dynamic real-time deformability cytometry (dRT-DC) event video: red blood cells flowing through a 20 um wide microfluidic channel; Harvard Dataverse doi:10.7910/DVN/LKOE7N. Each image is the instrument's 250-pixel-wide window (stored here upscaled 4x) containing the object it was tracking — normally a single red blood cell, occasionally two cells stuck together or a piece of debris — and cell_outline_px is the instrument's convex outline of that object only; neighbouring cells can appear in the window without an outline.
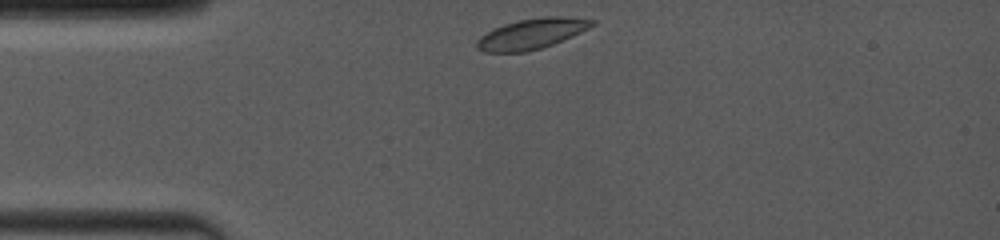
{"species": "common noctule bat (a hibernating species)", "species_latin": "Nyctalus noctula", "temperature_condition": "room temperature", "stored_images_in_passage": 32, "camera_frame_rate_fps": 4000, "um_per_image_px": 0.085, "animal": {"sex": "female", "body_mass_g": 19.0, "forearm_length_mm": 53.3}, "frame": {"image": 1, "passage_image": 1, "time_ms": 0.0, "image_size_px": [1000, 240], "cell_outline_px": [[596, 24], [580, 32], [552, 44], [540, 48], [524, 52], [484, 52], [476, 48], [476, 40], [480, 36], [504, 24], [520, 20], [544, 16], [564, 16], [596, 20]], "centroid_in_image_um": [45.18, 2.87], "position_along_channel_um": 39.8, "area_um2": 20.17}}
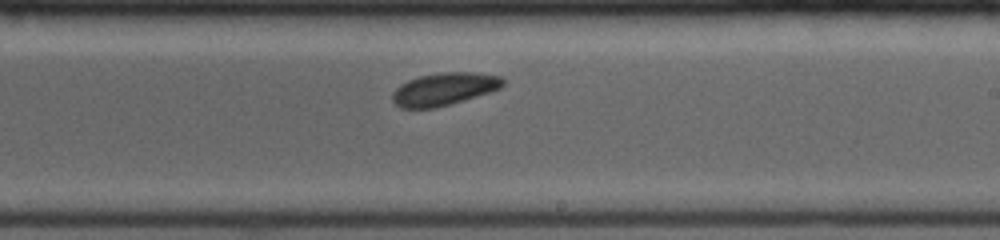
{"frame": {"image": 2, "passage_image": 19, "time_ms": 6.0, "image_size_px": [1000, 240], "cell_outline_px": [[504, 84], [500, 88], [464, 100], [436, 108], [400, 108], [392, 100], [392, 92], [400, 84], [408, 80], [420, 76], [444, 72], [476, 72], [500, 76], [504, 80]], "centroid_in_image_um": [37.73, 7.57], "position_along_channel_um": 251.3, "area_um2": 20.92}}
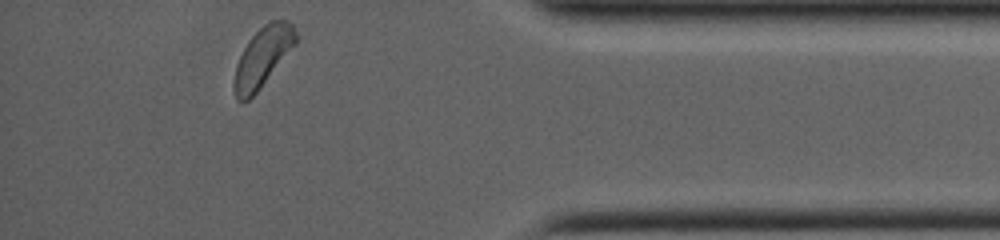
{"frame": {"image": 3, "passage_image": 32, "time_ms": 10.5, "image_size_px": [1000, 240], "cell_outline_px": [[296, 44], [256, 92], [248, 100], [236, 100], [232, 88], [232, 84], [236, 64], [248, 40], [268, 20], [288, 20], [292, 24], [296, 32]], "centroid_in_image_um": [22.3, 4.84], "position_along_channel_um": 412.9, "area_um2": 21.27}, "authors_computed_cell_mechanics": {"area_um2": 20.9236, "velocity_mm_per_s": 4.0116, "shape_relaxation_time_tau1_ms": 1.4129, "shape_relaxation_time_tau2_ms": null, "deformation_change_tau1": 0.0658, "deformation_change_tau2": null}}